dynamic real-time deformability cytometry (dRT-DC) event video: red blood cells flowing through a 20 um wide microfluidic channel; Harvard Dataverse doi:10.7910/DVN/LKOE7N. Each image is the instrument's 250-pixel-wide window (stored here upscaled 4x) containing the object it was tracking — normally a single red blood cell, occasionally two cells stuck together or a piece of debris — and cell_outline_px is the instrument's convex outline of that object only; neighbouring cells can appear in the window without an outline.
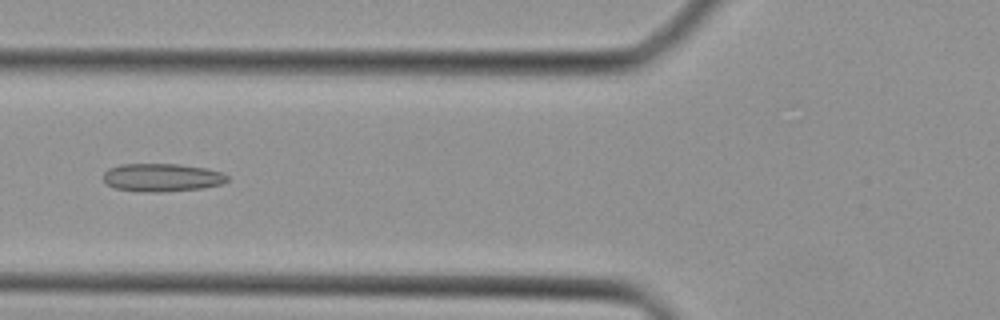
{"species": "Egyptian fruit bat (a non-hibernating species)", "species_latin": "Rousettus aegyptiacus", "temperature_condition": "cold", "stored_images_in_passage": 27, "camera_frame_rate_fps": 3000, "um_per_image_px": 0.085, "animal": {"sex": "female"}, "frame": {"image": 1, "passage_image": 8, "time_ms": 2.333, "image_size_px": [1000, 320], "cell_outline_px": [[228, 180], [220, 184], [200, 188], [156, 192], [148, 192], [116, 188], [108, 184], [104, 180], [104, 172], [108, 168], [120, 164], [180, 164], [204, 168], [220, 172], [228, 176]], "centroid_in_image_um": [13.74, 15.07], "position_along_channel_um": 112.1, "area_um2": 19.94}}
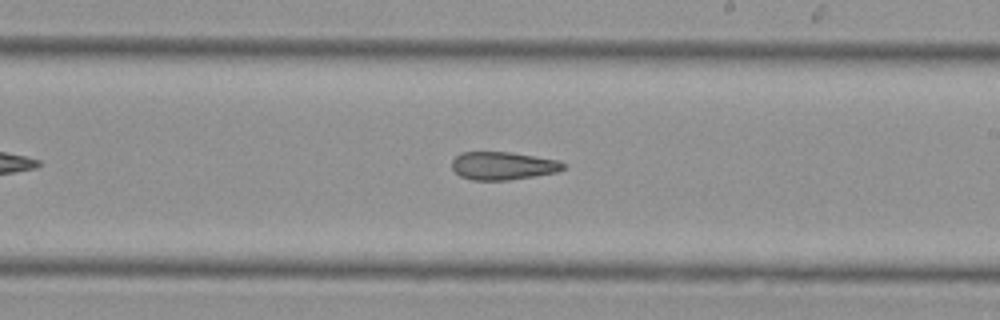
{"frame": {"image": 2, "passage_image": 16, "time_ms": 5.0, "image_size_px": [1000, 320], "cell_outline_px": [[564, 168], [556, 172], [508, 180], [472, 180], [460, 176], [452, 168], [452, 160], [460, 152], [512, 152], [560, 160], [564, 164]], "centroid_in_image_um": [42.73, 14.08], "position_along_channel_um": 246.3, "area_um2": 18.15}}
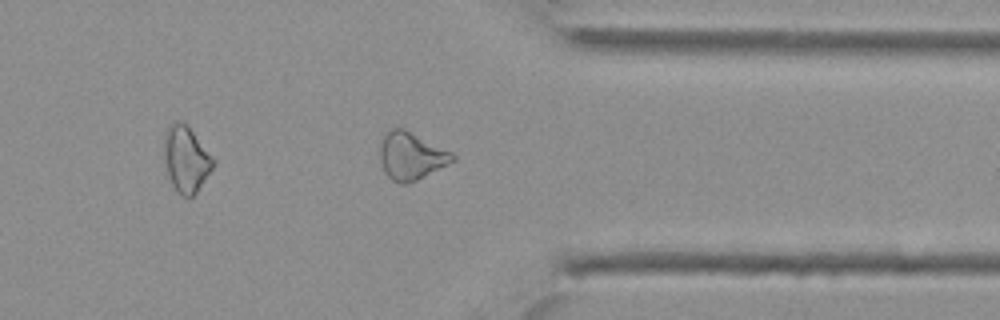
{"frame": {"image": 3, "passage_image": 24, "time_ms": 7.667, "image_size_px": [1000, 320], "cell_outline_px": [[456, 160], [416, 180], [404, 184], [400, 184], [392, 180], [384, 172], [380, 160], [380, 148], [384, 136], [392, 128], [404, 128], [452, 152], [456, 156]], "centroid_in_image_um": [34.95, 13.26], "position_along_channel_um": 376.4, "area_um2": 19.88}}